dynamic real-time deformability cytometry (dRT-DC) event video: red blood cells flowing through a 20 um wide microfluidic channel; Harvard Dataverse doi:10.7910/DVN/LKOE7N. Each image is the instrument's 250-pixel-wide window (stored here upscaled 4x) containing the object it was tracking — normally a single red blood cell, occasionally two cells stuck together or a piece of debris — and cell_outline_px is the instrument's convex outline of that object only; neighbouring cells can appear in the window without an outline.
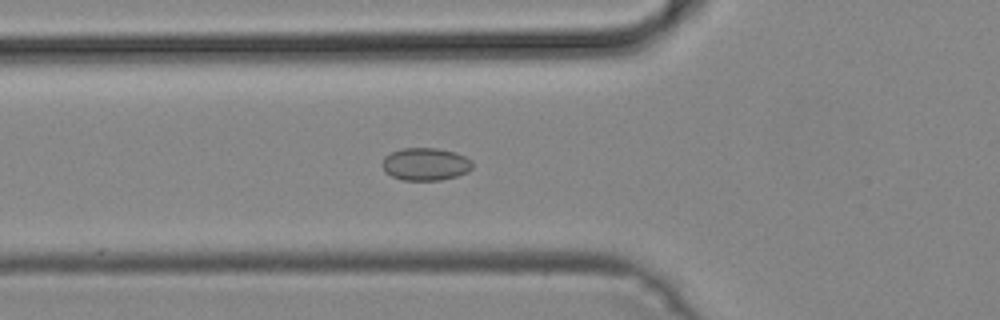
{"species": "common noctule bat (a hibernating species)", "species_latin": "Nyctalus noctula", "temperature_condition": "cold", "stored_images_in_passage": 50, "camera_frame_rate_fps": 3000, "um_per_image_px": 0.085, "animal": {"sex": "male", "body_mass_g": 19.2, "forearm_length_mm": 51.8}, "frame": {"image": 1, "passage_image": 18, "time_ms": 5.667, "image_size_px": [1000, 320], "cell_outline_px": [[472, 168], [468, 172], [456, 176], [440, 180], [404, 180], [392, 176], [384, 172], [380, 164], [384, 156], [400, 148], [436, 148], [456, 152], [472, 160]], "centroid_in_image_um": [36.14, 13.94], "position_along_channel_um": 89.7, "area_um2": 17.34}}
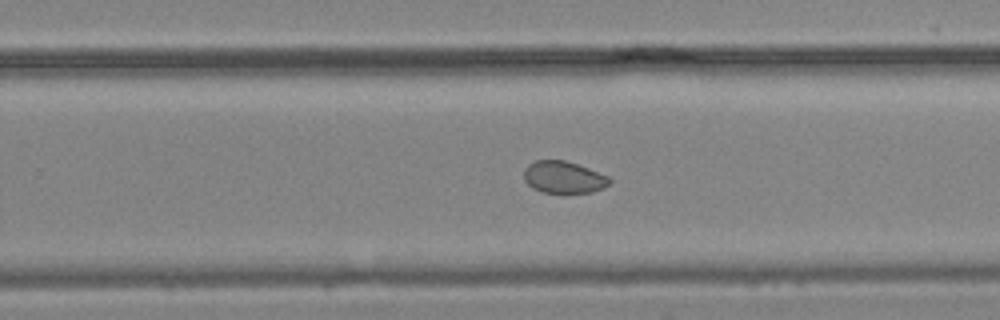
{"frame": {"image": 2, "passage_image": 32, "time_ms": 10.333, "image_size_px": [1000, 320], "cell_outline_px": [[612, 180], [604, 188], [592, 192], [544, 192], [532, 188], [524, 180], [524, 168], [528, 164], [536, 160], [564, 160], [588, 168], [608, 176]], "centroid_in_image_um": [47.89, 15.06], "position_along_channel_um": 281.9, "area_um2": 15.84}}
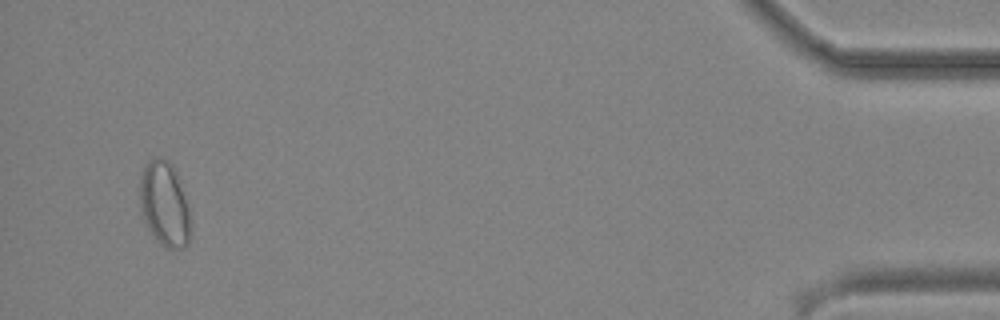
{"frame": {"image": 3, "passage_image": 48, "time_ms": 15.667, "image_size_px": [1000, 320], "cell_outline_px": [[192, 232], [188, 244], [184, 248], [168, 248], [160, 244], [156, 240], [148, 228], [140, 212], [140, 176], [144, 164], [148, 160], [156, 156], [160, 156], [168, 160], [172, 164], [188, 208]], "centroid_in_image_um": [13.96, 17.36], "position_along_channel_um": 421.2, "area_um2": 25.2}}